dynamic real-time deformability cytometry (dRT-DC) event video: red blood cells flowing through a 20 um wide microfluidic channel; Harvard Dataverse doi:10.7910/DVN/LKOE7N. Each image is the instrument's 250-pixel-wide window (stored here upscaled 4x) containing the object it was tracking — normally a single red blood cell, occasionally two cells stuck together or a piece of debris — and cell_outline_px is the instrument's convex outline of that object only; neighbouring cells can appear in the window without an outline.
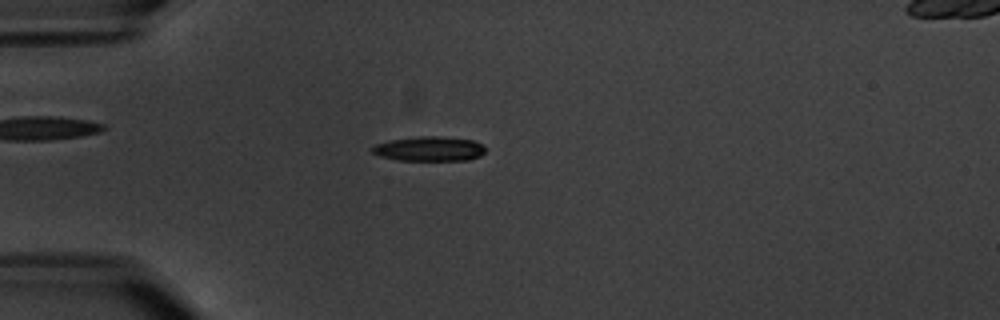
{"species": "common noctule bat (a hibernating species)", "species_latin": "Nyctalus noctula", "temperature_condition": "warm", "stored_images_in_passage": 6, "camera_frame_rate_fps": 3000, "um_per_image_px": 0.085, "animal": {"sex": "male", "body_mass_g": 20.1, "forearm_length_mm": 53.5}, "frame": {"image": 1, "passage_image": 5, "time_ms": 5.333, "image_size_px": [1000, 320], "cell_outline_px": [[488, 148], [480, 156], [468, 160], [400, 160], [380, 156], [372, 152], [372, 148], [376, 144], [388, 140], [420, 136], [440, 136], [472, 140], [484, 144]], "centroid_in_image_um": [36.54, 12.64], "position_along_channel_um": 48.5, "area_um2": 16.3}}